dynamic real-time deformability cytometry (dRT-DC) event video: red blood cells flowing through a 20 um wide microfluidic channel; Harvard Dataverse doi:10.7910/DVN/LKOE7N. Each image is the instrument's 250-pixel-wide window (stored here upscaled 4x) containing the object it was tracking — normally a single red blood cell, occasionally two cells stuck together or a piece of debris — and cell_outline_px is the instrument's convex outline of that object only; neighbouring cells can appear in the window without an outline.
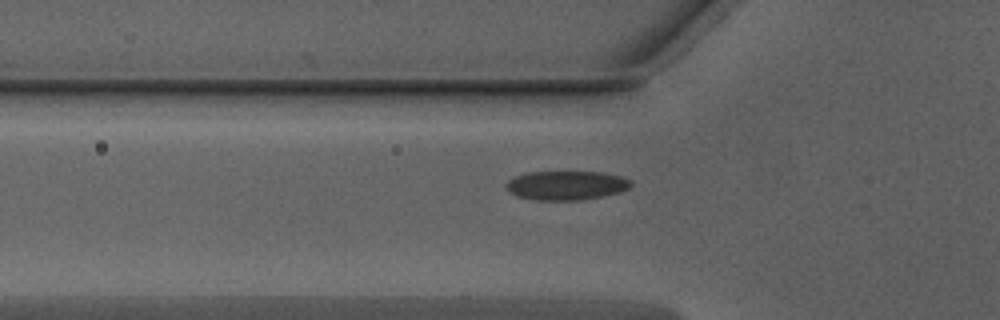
{"species": "Egyptian fruit bat (a non-hibernating species)", "species_latin": "Rousettus aegyptiacus", "temperature_condition": "warm", "stored_images_in_passage": 31, "camera_frame_rate_fps": 3000, "um_per_image_px": 0.085, "animal": {"sex": "male"}, "frame": {"image": 1, "passage_image": 2, "time_ms": 0.333, "image_size_px": [1000, 320], "cell_outline_px": [[632, 184], [628, 188], [620, 192], [604, 196], [580, 200], [536, 200], [516, 196], [508, 192], [504, 184], [508, 180], [516, 176], [528, 172], [600, 172], [620, 176], [632, 180]], "centroid_in_image_um": [48.11, 15.76], "position_along_channel_um": 77.7, "area_um2": 21.27}}
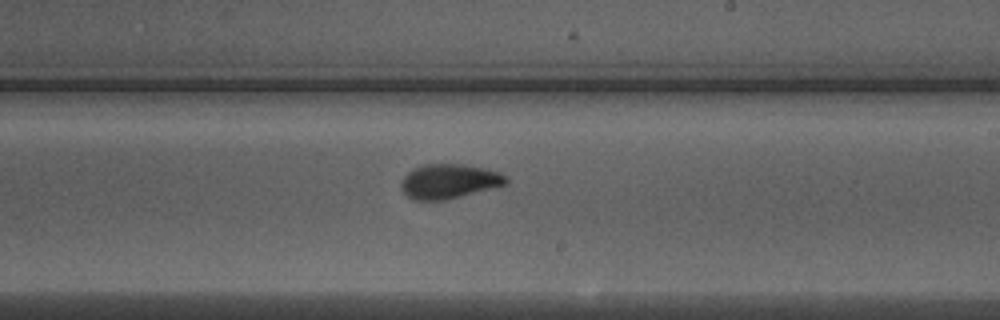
{"frame": {"image": 2, "passage_image": 15, "time_ms": 4.667, "image_size_px": [1000, 320], "cell_outline_px": [[508, 184], [444, 200], [412, 200], [400, 188], [400, 184], [404, 176], [412, 168], [424, 164], [460, 164], [484, 168], [500, 172], [508, 176]], "centroid_in_image_um": [38.16, 15.4], "position_along_channel_um": 250.8, "area_um2": 21.15}}
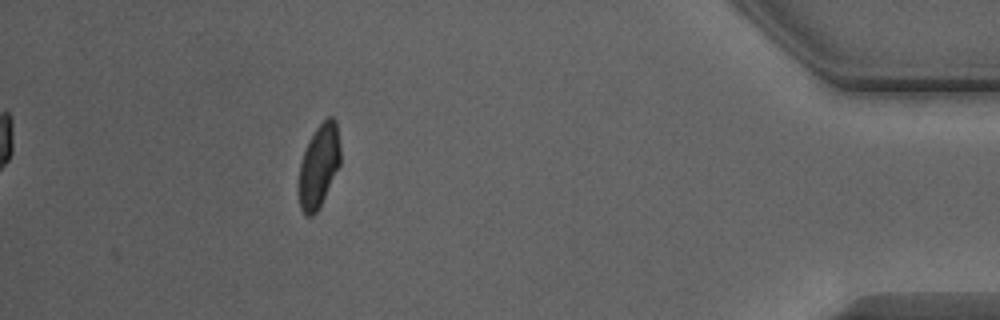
{"frame": {"image": 3, "passage_image": 31, "time_ms": 10.0, "image_size_px": [1000, 320], "cell_outline_px": [[340, 164], [320, 208], [312, 216], [304, 216], [300, 208], [300, 164], [304, 152], [316, 128], [328, 116], [332, 116], [336, 120], [340, 148]], "centroid_in_image_um": [27.13, 14.12], "position_along_channel_um": 408.1, "area_um2": 19.83}, "authors_computed_cell_mechanics": {"area_um2": 21.0392, "velocity_mm_per_s": 3.9852, "shape_relaxation_time_tau1_ms": 3.597, "shape_relaxation_time_tau2_ms": 0.9832, "deformation_change_tau1": 0.1378, "deformation_change_tau2": 0.0574}}